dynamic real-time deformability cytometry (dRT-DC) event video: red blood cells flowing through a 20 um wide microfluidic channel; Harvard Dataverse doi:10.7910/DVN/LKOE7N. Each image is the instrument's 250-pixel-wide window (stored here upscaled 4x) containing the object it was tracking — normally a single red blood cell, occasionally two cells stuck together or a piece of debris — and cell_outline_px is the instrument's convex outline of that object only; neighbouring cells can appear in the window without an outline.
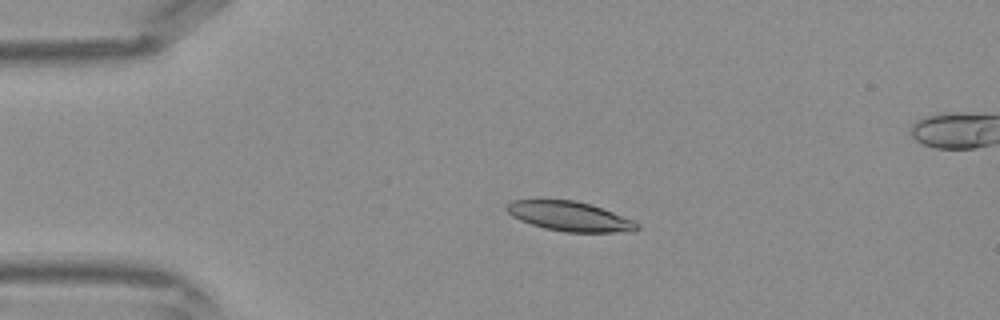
{"species": "Egyptian fruit bat (a non-hibernating species)", "species_latin": "Rousettus aegyptiacus", "temperature_condition": "warm", "stored_images_in_passage": 43, "segment_of_instrument_passage": [1, 2], "camera_frame_rate_fps": 3000, "um_per_image_px": 0.085, "frame": {"image": 1, "passage_image": 9, "time_ms": 2.667, "image_size_px": [1000, 320], "cell_outline_px": [[640, 228], [636, 232], [564, 232], [544, 228], [520, 220], [512, 216], [504, 208], [512, 200], [576, 200], [612, 212], [632, 220], [640, 224]], "centroid_in_image_um": [48.44, 18.4], "position_along_channel_um": 36.6, "area_um2": 22.37}}
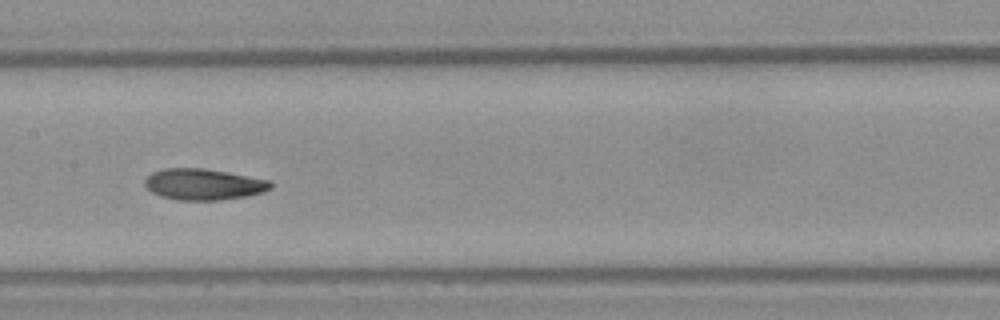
{"frame": {"image": 2, "passage_image": 21, "time_ms": 6.667, "image_size_px": [1000, 320], "cell_outline_px": [[272, 188], [260, 192], [244, 196], [220, 200], [180, 200], [160, 196], [152, 192], [144, 184], [144, 180], [152, 172], [164, 168], [204, 168], [268, 180], [272, 184]], "centroid_in_image_um": [17.25, 15.66], "position_along_channel_um": 190.2, "area_um2": 22.54}}
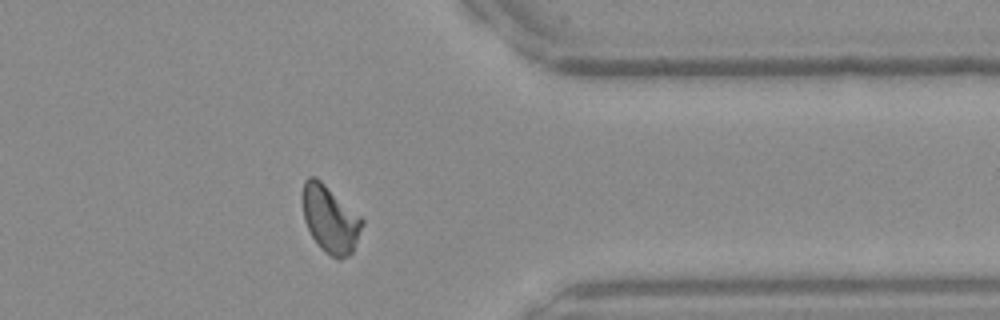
{"frame": {"image": 3, "passage_image": 34, "time_ms": 11.0, "image_size_px": [1000, 320], "cell_outline_px": [[364, 224], [352, 252], [348, 256], [340, 260], [336, 260], [324, 252], [320, 248], [312, 236], [304, 220], [300, 200], [300, 196], [304, 180], [308, 176], [316, 176], [360, 216], [364, 220]], "centroid_in_image_um": [28.02, 18.62], "position_along_channel_um": 383.4, "area_um2": 23.7}}